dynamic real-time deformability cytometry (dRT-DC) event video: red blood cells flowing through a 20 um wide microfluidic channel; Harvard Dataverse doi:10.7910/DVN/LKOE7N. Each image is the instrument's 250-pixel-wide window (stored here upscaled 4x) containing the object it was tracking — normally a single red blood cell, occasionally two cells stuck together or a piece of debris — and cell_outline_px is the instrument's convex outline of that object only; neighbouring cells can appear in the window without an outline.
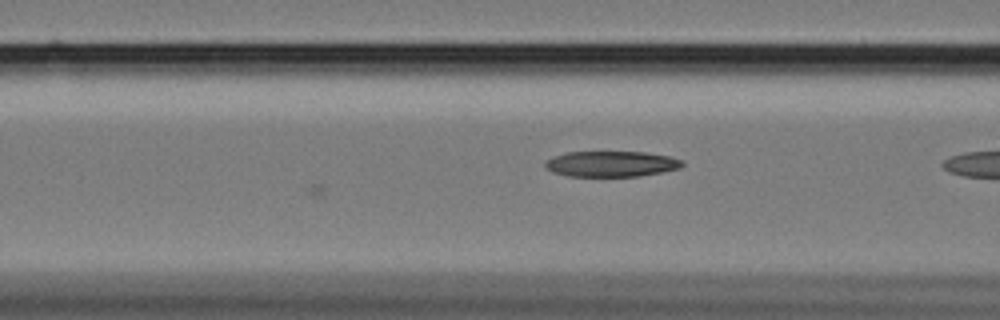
{"species": "Egyptian fruit bat (a non-hibernating species)", "species_latin": "Rousettus aegyptiacus", "temperature_condition": "cold", "stored_images_in_passage": 15, "camera_frame_rate_fps": 3000, "um_per_image_px": 0.085, "animal": {"sex": "female"}, "frame": {"image": 1, "passage_image": 15, "time_ms": 4.667, "image_size_px": [1000, 320], "cell_outline_px": [[684, 164], [680, 168], [640, 176], [568, 176], [556, 172], [548, 168], [544, 164], [552, 156], [568, 152], [644, 152], [668, 156], [684, 160]], "centroid_in_image_um": [52.0, 13.92], "position_along_channel_um": 114.6, "area_um2": 20.29}}